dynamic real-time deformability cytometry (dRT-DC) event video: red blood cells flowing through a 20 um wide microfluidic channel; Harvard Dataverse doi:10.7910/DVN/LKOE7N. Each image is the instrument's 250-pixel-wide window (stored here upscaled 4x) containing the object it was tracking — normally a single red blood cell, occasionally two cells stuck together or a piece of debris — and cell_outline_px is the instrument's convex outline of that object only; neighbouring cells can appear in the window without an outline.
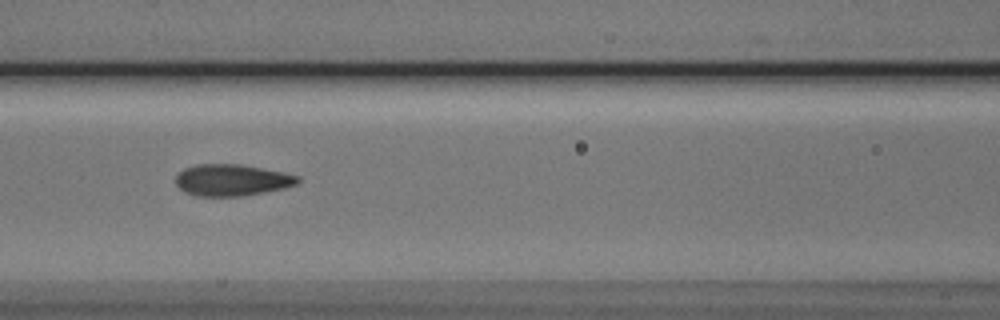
{"species": "Egyptian fruit bat (a non-hibernating species)", "species_latin": "Rousettus aegyptiacus", "temperature_condition": "cold", "stored_images_in_passage": 7, "segment_of_instrument_passage": [1, 2], "camera_frame_rate_fps": 3000, "um_per_image_px": 0.085, "animal": {"sex": "male"}, "frame": {"image": 1, "passage_image": 4, "time_ms": 3.333, "image_size_px": [1000, 320], "cell_outline_px": [[300, 180], [296, 184], [284, 188], [264, 192], [240, 196], [196, 196], [184, 192], [176, 184], [176, 176], [184, 168], [196, 164], [240, 164], [300, 176]], "centroid_in_image_um": [19.67, 15.31], "position_along_channel_um": 146.9, "area_um2": 22.31}}
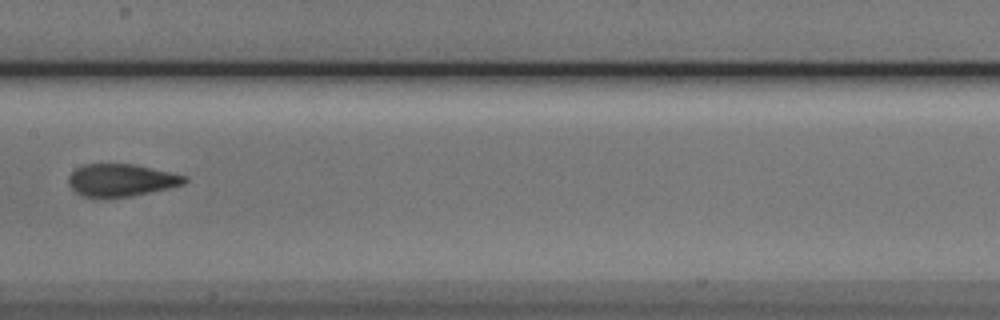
{"frame": {"image": 2, "passage_image": 5, "time_ms": 4.667, "image_size_px": [1000, 320], "cell_outline_px": [[188, 180], [184, 184], [168, 188], [132, 196], [80, 196], [68, 184], [68, 176], [76, 168], [84, 164], [132, 164], [188, 176]], "centroid_in_image_um": [10.3, 15.3], "position_along_channel_um": 197.1, "area_um2": 21.62}}
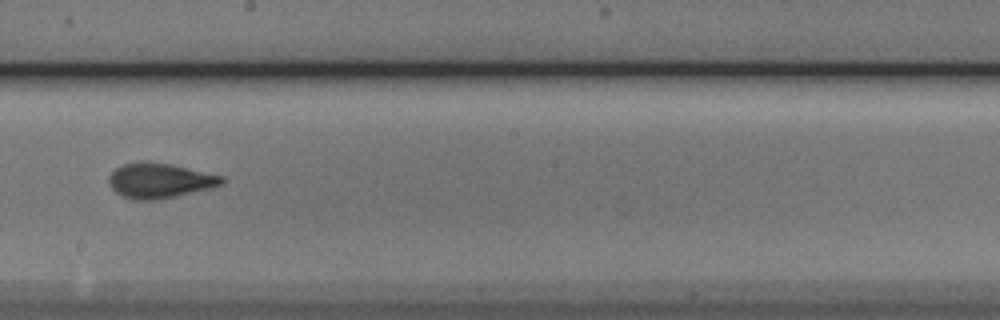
{"frame": {"image": 3, "passage_image": 6, "time_ms": 5.667, "image_size_px": [1000, 320], "cell_outline_px": [[224, 184], [212, 188], [176, 196], [156, 200], [132, 200], [120, 196], [108, 184], [108, 176], [116, 168], [124, 164], [172, 164], [224, 176]], "centroid_in_image_um": [13.6, 15.39], "position_along_channel_um": 234.6, "area_um2": 22.72}}